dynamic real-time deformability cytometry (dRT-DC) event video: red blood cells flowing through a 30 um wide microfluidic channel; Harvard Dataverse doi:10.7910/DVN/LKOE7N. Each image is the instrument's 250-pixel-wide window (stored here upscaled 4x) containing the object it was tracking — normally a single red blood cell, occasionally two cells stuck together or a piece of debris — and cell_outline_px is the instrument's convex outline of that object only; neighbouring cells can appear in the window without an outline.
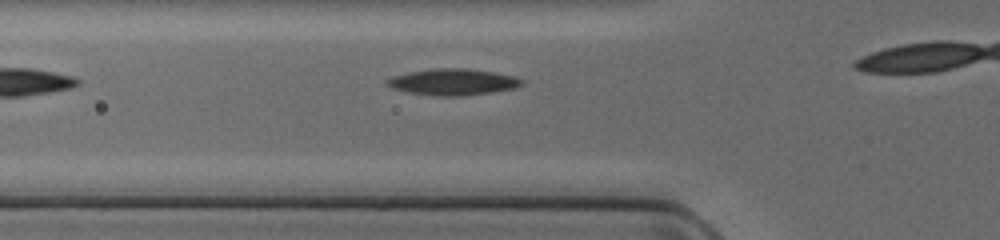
{"species": "common noctule bat (a hibernating species)", "species_latin": "Nyctalus noctula", "temperature_condition": "cold", "stored_images_in_passage": 7, "camera_frame_rate_fps": 3000, "um_per_image_px": 0.085, "animal": {"sex": "female", "body_mass_g": 17.0, "forearm_length_mm": 48.0}, "frame": {"image": 1, "passage_image": 3, "time_ms": 0.667, "image_size_px": [1000, 240], "cell_outline_px": [[524, 84], [516, 88], [492, 92], [464, 96], [436, 96], [408, 92], [392, 88], [384, 84], [384, 80], [392, 76], [408, 72], [436, 68], [464, 68], [492, 72], [512, 76], [524, 80]], "centroid_in_image_um": [38.46, 6.97], "position_along_channel_um": 87.3, "area_um2": 20.81}}
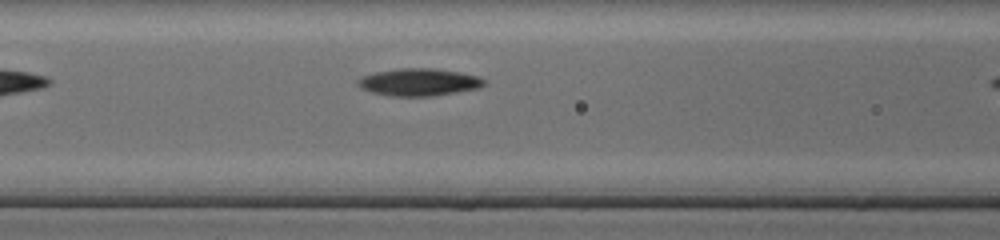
{"frame": {"image": 2, "passage_image": 6, "time_ms": 1.667, "image_size_px": [1000, 240], "cell_outline_px": [[488, 84], [480, 88], [432, 96], [388, 96], [372, 92], [360, 88], [356, 84], [356, 80], [364, 76], [376, 72], [400, 68], [432, 68], [456, 72], [476, 76], [484, 80]], "centroid_in_image_um": [35.59, 6.99], "position_along_channel_um": 131.0, "area_um2": 20.06}}